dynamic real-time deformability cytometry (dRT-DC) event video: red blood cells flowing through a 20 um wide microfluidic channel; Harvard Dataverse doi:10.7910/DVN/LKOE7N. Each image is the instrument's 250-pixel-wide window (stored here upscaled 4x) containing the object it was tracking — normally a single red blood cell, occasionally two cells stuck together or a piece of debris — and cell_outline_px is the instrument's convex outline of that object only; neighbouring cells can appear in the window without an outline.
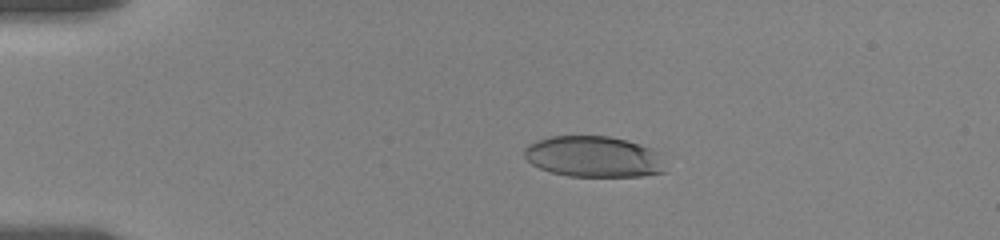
{"species": "human", "species_latin": "Homo sapiens", "temperature_condition": "room temperature", "stored_images_in_passage": 52, "camera_frame_rate_fps": 3000, "um_per_image_px": 0.085, "donor": {"sex": "female"}, "frame": {"image": 1, "passage_image": 11, "time_ms": 4.0, "image_size_px": [1000, 240], "cell_outline_px": [[664, 172], [640, 176], [568, 176], [552, 172], [540, 168], [532, 164], [524, 156], [524, 148], [528, 144], [536, 140], [552, 136], [608, 136], [640, 144], [656, 152]], "centroid_in_image_um": [50.37, 13.31], "position_along_channel_um": 34.6, "area_um2": 33.18}}
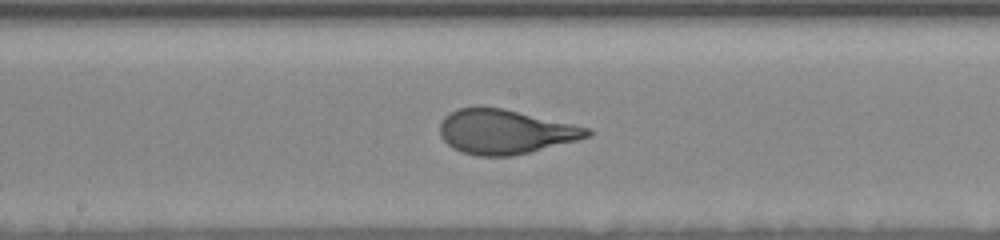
{"frame": {"image": 2, "passage_image": 23, "time_ms": 10.333, "image_size_px": [1000, 240], "cell_outline_px": [[592, 136], [512, 156], [480, 156], [464, 152], [452, 148], [440, 136], [440, 124], [444, 116], [456, 108], [480, 104], [504, 108], [572, 124], [588, 128], [592, 132]], "centroid_in_image_um": [42.87, 11.16], "position_along_channel_um": 205.3, "area_um2": 38.32}}
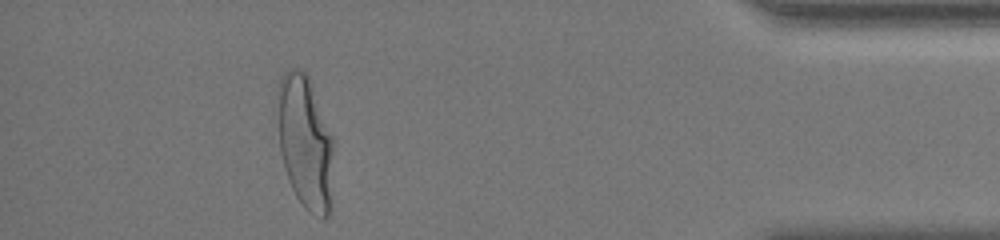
{"frame": {"image": 3, "passage_image": 44, "time_ms": 17.333, "image_size_px": [1000, 240], "cell_outline_px": [[332, 204], [328, 216], [324, 216], [308, 212], [304, 208], [296, 196], [292, 188], [284, 168], [280, 152], [276, 92], [280, 80], [284, 72], [292, 68], [300, 68], [308, 72], [332, 136]], "centroid_in_image_um": [25.93, 12.04], "position_along_channel_um": 409.3, "area_um2": 44.04}, "authors_computed_cell_mechanics": {"area_um2": 38.437, "velocity_mm_per_s": 3.5336, "shape_relaxation_time_tau1_ms": 4.1795, "shape_relaxation_time_tau2_ms": null, "deformation_change_tau1": 0.1993, "deformation_change_tau2": null}}